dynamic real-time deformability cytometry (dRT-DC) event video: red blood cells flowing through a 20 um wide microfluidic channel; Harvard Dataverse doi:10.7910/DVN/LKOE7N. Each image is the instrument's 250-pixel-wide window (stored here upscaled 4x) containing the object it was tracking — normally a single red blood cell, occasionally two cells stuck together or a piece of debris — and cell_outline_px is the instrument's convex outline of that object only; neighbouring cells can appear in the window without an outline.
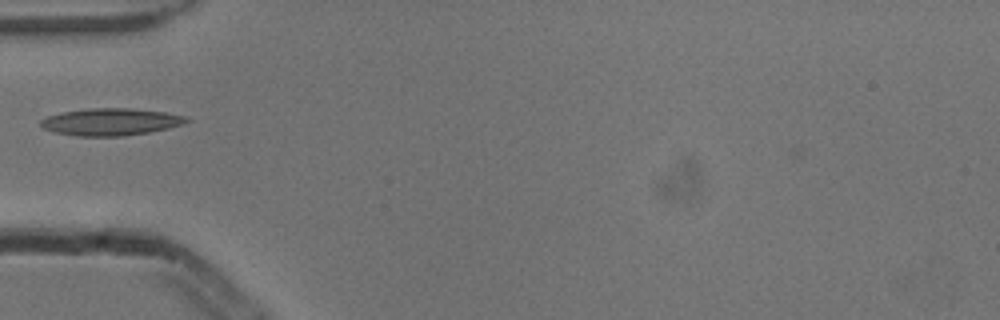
{"species": "common noctule bat (a hibernating species)", "species_latin": "Nyctalus noctula", "temperature_condition": "cold", "stored_images_in_passage": 5, "camera_frame_rate_fps": 3000, "um_per_image_px": 0.085, "animal": {"sex": "male", "body_mass_g": 13.3}, "frame": {"image": 1, "passage_image": 5, "time_ms": 1.333, "image_size_px": [1000, 320], "cell_outline_px": [[192, 120], [184, 124], [168, 128], [148, 132], [124, 136], [76, 136], [56, 132], [44, 128], [40, 124], [40, 120], [48, 116], [64, 112], [88, 108], [132, 108], [164, 112], [184, 116]], "centroid_in_image_um": [9.44, 10.35], "position_along_channel_um": 75.6, "area_um2": 22.95}}